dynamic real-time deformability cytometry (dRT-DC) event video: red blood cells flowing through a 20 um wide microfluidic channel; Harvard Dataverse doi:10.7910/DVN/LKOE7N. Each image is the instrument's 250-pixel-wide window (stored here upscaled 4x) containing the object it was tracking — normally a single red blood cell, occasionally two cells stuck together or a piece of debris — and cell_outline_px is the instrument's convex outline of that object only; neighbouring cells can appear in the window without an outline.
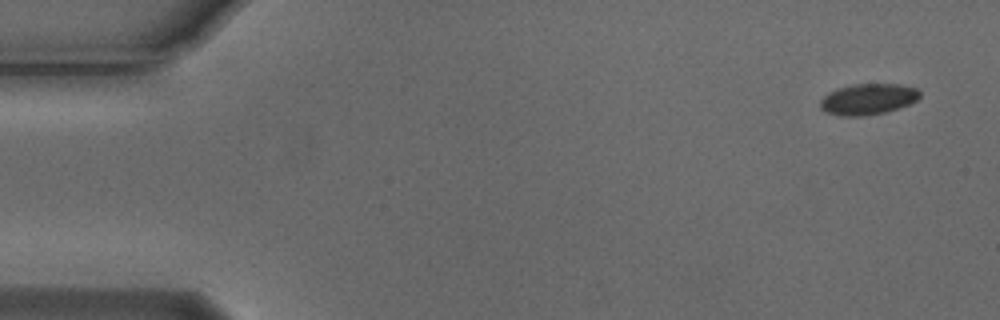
{"species": "Egyptian fruit bat (a non-hibernating species)", "species_latin": "Rousettus aegyptiacus", "temperature_condition": "cold", "stored_images_in_passage": 7, "camera_frame_rate_fps": 3000, "um_per_image_px": 0.085, "animal": {"sex": "male"}, "frame": {"image": 1, "passage_image": 1, "time_ms": 0.0, "image_size_px": [1000, 320], "cell_outline_px": [[920, 96], [916, 100], [908, 104], [884, 112], [860, 116], [840, 116], [828, 112], [820, 108], [820, 100], [828, 92], [836, 88], [852, 84], [900, 84], [916, 88], [920, 92]], "centroid_in_image_um": [73.75, 8.41], "position_along_channel_um": 11.3, "area_um2": 17.86}}
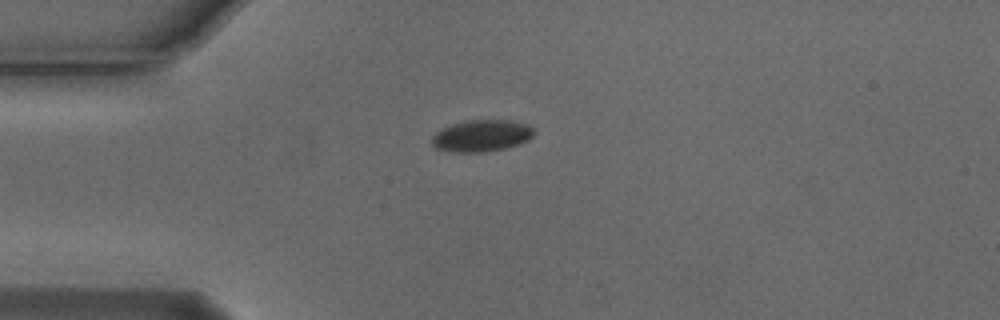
{"frame": {"image": 2, "passage_image": 4, "time_ms": 1.0, "image_size_px": [1000, 320], "cell_outline_px": [[536, 132], [528, 140], [520, 144], [504, 148], [484, 152], [448, 152], [436, 148], [432, 144], [432, 136], [440, 128], [452, 124], [468, 120], [512, 120], [528, 124]], "centroid_in_image_um": [40.93, 11.53], "position_along_channel_um": 44.1, "area_um2": 19.07}}
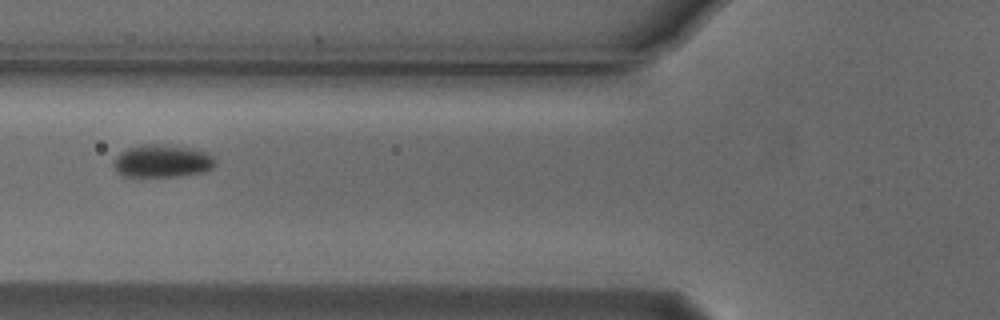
{"frame": {"image": 3, "passage_image": 6, "time_ms": 1.667, "image_size_px": [1000, 320], "cell_outline_px": [[216, 164], [212, 168], [204, 172], [180, 176], [124, 176], [116, 168], [116, 156], [120, 152], [128, 148], [144, 144], [164, 144], [192, 148], [208, 152], [216, 160]], "centroid_in_image_um": [13.87, 13.67], "position_along_channel_um": 111.9, "area_um2": 19.25}}